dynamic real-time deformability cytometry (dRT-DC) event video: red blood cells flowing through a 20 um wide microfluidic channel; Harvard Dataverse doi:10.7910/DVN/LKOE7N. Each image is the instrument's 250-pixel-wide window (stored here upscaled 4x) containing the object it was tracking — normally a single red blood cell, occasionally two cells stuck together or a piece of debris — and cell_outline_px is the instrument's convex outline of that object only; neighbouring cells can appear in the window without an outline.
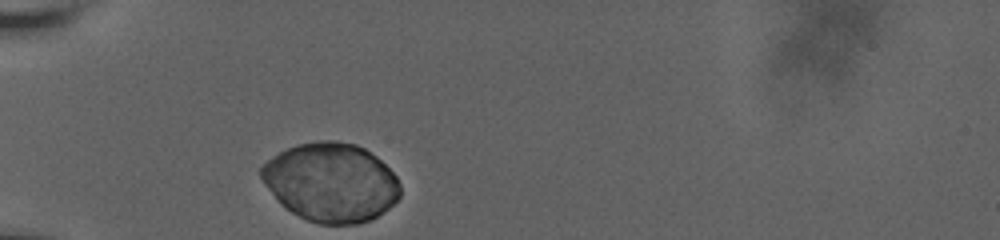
{"species": "human", "species_latin": "Homo sapiens", "temperature_condition": "room temperature", "stored_images_in_passage": 40, "camera_frame_rate_fps": 3000, "um_per_image_px": 0.085, "donor": {"sex": "male"}, "frame": {"image": 1, "passage_image": 1, "time_ms": 0.0, "image_size_px": [1000, 240], "cell_outline_px": [[400, 196], [384, 212], [368, 220], [356, 224], [320, 224], [308, 220], [292, 212], [280, 204], [264, 184], [260, 176], [260, 168], [272, 156], [288, 148], [300, 144], [320, 140], [336, 140], [356, 144], [364, 148], [376, 156], [396, 176], [400, 184]], "centroid_in_image_um": [28.13, 15.49], "position_along_channel_um": 56.9, "area_um2": 63.64}}
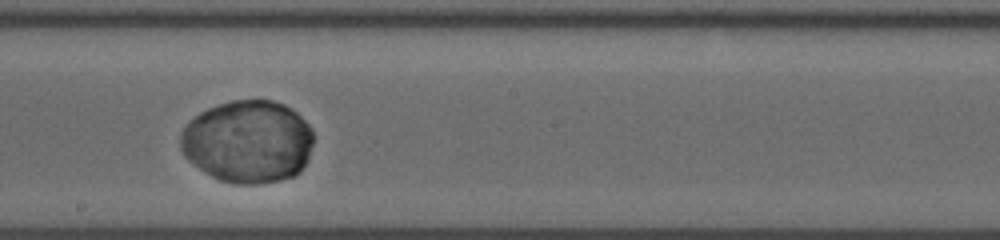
{"frame": {"image": 2, "passage_image": 17, "time_ms": 5.333, "image_size_px": [1000, 240], "cell_outline_px": [[312, 144], [308, 160], [300, 172], [292, 176], [276, 180], [256, 184], [236, 184], [220, 180], [212, 176], [192, 164], [184, 156], [180, 148], [180, 132], [200, 112], [208, 108], [232, 100], [272, 100], [284, 104], [296, 112], [312, 128]], "centroid_in_image_um": [21.07, 12.04], "position_along_channel_um": 227.1, "area_um2": 64.04}}
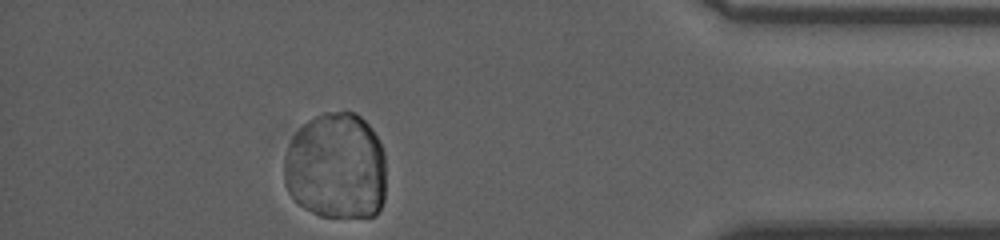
{"frame": {"image": 3, "passage_image": 35, "time_ms": 11.333, "image_size_px": [1000, 240], "cell_outline_px": [[384, 200], [376, 216], [320, 216], [296, 204], [288, 192], [284, 184], [284, 160], [288, 144], [296, 132], [308, 120], [324, 112], [352, 112], [360, 116], [372, 128], [384, 152]], "centroid_in_image_um": [28.55, 14.15], "position_along_channel_um": 406.6, "area_um2": 64.04}}